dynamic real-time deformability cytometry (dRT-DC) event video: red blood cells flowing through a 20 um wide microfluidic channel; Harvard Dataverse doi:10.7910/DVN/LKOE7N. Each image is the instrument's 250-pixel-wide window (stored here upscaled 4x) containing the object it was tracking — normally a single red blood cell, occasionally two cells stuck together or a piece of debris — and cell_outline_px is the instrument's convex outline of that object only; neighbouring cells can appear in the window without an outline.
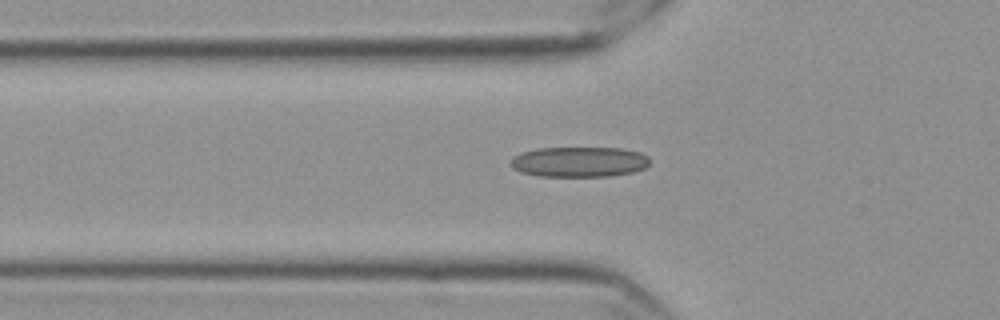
{"species": "Egyptian fruit bat (a non-hibernating species)", "species_latin": "Rousettus aegyptiacus", "temperature_condition": "cold", "stored_images_in_passage": 52, "camera_frame_rate_fps": 3000, "um_per_image_px": 0.085, "frame": {"image": 1, "passage_image": 20, "time_ms": 6.333, "image_size_px": [1000, 320], "cell_outline_px": [[652, 160], [644, 168], [632, 172], [608, 176], [540, 176], [520, 172], [512, 168], [508, 164], [512, 156], [520, 152], [536, 148], [620, 148], [640, 152], [648, 156]], "centroid_in_image_um": [49.18, 13.75], "position_along_channel_um": 76.6, "area_um2": 24.8}}
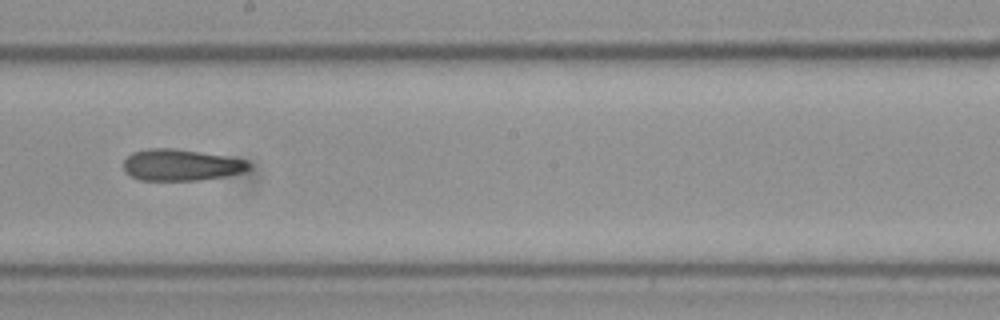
{"frame": {"image": 2, "passage_image": 33, "time_ms": 10.667, "image_size_px": [1000, 320], "cell_outline_px": [[252, 168], [244, 172], [224, 176], [200, 180], [140, 180], [124, 172], [124, 160], [132, 152], [148, 148], [172, 148], [200, 152], [248, 160], [252, 164]], "centroid_in_image_um": [15.41, 14.02], "position_along_channel_um": 232.8, "area_um2": 23.06}}
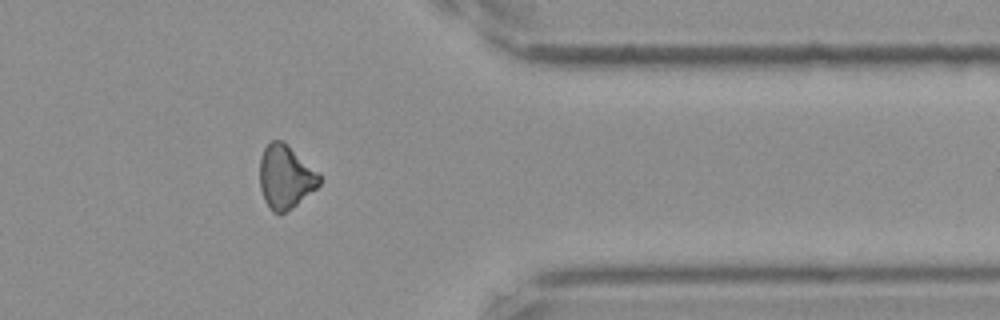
{"frame": {"image": 3, "passage_image": 47, "time_ms": 15.333, "image_size_px": [1000, 320], "cell_outline_px": [[320, 184], [316, 188], [292, 208], [280, 216], [272, 212], [264, 200], [260, 188], [260, 156], [264, 148], [272, 140], [284, 140], [320, 172]], "centroid_in_image_um": [24.27, 15.03], "position_along_channel_um": 387.1, "area_um2": 22.54}, "authors_computed_cell_mechanics": {"area_um2": 23.12, "velocity_mm_per_s": 3.5806, "shape_relaxation_time_tau1_ms": null, "shape_relaxation_time_tau2_ms": 10.1606, "deformation_change_tau1": null, "deformation_change_tau2": 0.2189}}